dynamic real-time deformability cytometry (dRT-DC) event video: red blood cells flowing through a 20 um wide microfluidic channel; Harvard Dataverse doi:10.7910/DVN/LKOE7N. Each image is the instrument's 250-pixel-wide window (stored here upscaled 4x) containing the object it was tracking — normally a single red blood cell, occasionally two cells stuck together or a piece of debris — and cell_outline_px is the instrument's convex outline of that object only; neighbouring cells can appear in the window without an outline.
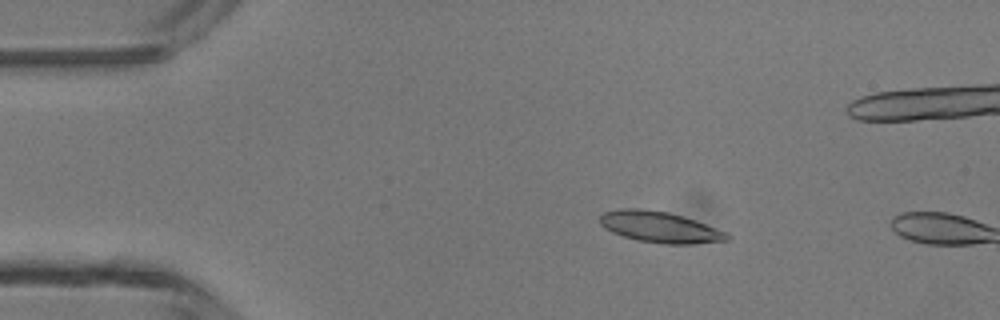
{"species": "common noctule bat (a hibernating species)", "species_latin": "Nyctalus noctula", "temperature_condition": "room temperature", "stored_images_in_passage": 4, "camera_frame_rate_fps": 3000, "um_per_image_px": 0.085, "animal": {"sex": "male", "body_mass_g": 13.3}, "frame": {"image": 1, "passage_image": 3, "time_ms": 2.0, "image_size_px": [1000, 320], "cell_outline_px": [[732, 236], [728, 240], [692, 244], [664, 244], [636, 240], [612, 232], [604, 228], [600, 224], [600, 216], [604, 212], [620, 208], [640, 208], [668, 212], [684, 216], [696, 220], [728, 232]], "centroid_in_image_um": [56.11, 19.3], "position_along_channel_um": 28.9, "area_um2": 23.24}}